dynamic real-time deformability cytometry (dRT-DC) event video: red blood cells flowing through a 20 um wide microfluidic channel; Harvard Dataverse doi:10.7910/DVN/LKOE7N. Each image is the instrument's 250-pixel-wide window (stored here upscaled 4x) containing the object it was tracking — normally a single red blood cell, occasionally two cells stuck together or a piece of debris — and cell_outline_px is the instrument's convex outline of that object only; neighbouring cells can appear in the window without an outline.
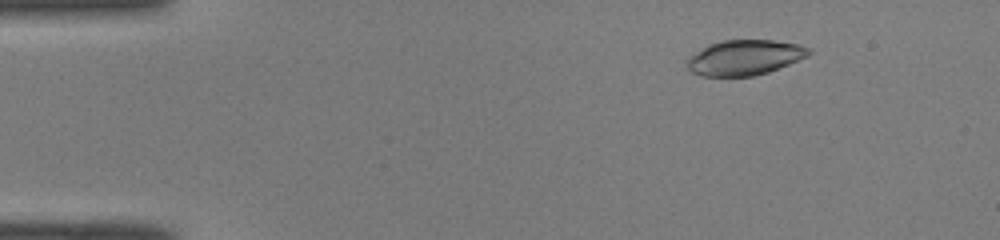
{"species": "common noctule bat (a hibernating species)", "species_latin": "Nyctalus noctula", "temperature_condition": "room temperature", "stored_images_in_passage": 50, "camera_frame_rate_fps": 3000, "um_per_image_px": 0.085, "animal": {"sex": "male", "body_mass_g": 19.0, "forearm_length_mm": 50.8}, "frame": {"image": 1, "passage_image": 7, "time_ms": 2.0, "image_size_px": [1000, 240], "cell_outline_px": [[812, 52], [808, 56], [768, 72], [752, 76], [704, 76], [692, 72], [684, 64], [688, 56], [708, 44], [720, 40], [772, 40], [796, 44], [812, 48]], "centroid_in_image_um": [63.25, 4.88], "position_along_channel_um": 21.7, "area_um2": 25.09}}
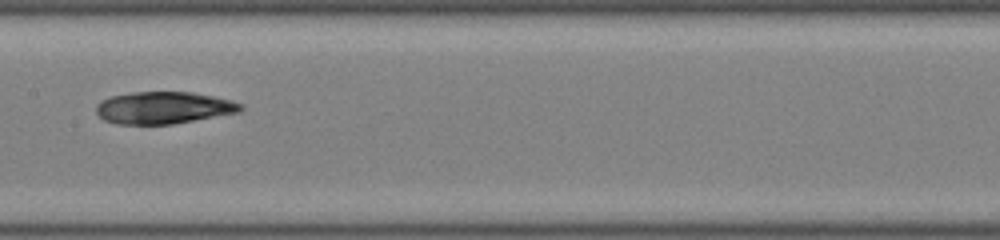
{"frame": {"image": 2, "passage_image": 26, "time_ms": 8.333, "image_size_px": [1000, 240], "cell_outline_px": [[244, 108], [240, 112], [172, 124], [116, 124], [104, 120], [96, 112], [96, 104], [100, 100], [112, 96], [132, 92], [192, 92], [232, 100], [240, 104]], "centroid_in_image_um": [13.88, 9.16], "position_along_channel_um": 193.5, "area_um2": 26.99}}
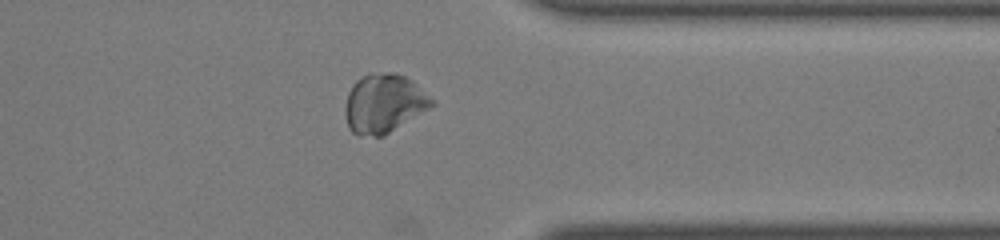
{"frame": {"image": 3, "passage_image": 40, "time_ms": 13.0, "image_size_px": [1000, 240], "cell_outline_px": [[436, 104], [384, 136], [360, 136], [352, 132], [348, 128], [344, 112], [344, 108], [348, 92], [352, 84], [360, 76], [372, 72], [396, 72], [412, 80], [436, 100]], "centroid_in_image_um": [32.63, 8.78], "position_along_channel_um": 378.8, "area_um2": 30.29}, "authors_computed_cell_mechanics": {"area_um2": 27.4839, "velocity_mm_per_s": 4.0802, "shape_relaxation_time_tau1_ms": 3.9871, "shape_relaxation_time_tau2_ms": 4.3274, "deformation_change_tau1": 0.0996, "deformation_change_tau2": 0.0739}}